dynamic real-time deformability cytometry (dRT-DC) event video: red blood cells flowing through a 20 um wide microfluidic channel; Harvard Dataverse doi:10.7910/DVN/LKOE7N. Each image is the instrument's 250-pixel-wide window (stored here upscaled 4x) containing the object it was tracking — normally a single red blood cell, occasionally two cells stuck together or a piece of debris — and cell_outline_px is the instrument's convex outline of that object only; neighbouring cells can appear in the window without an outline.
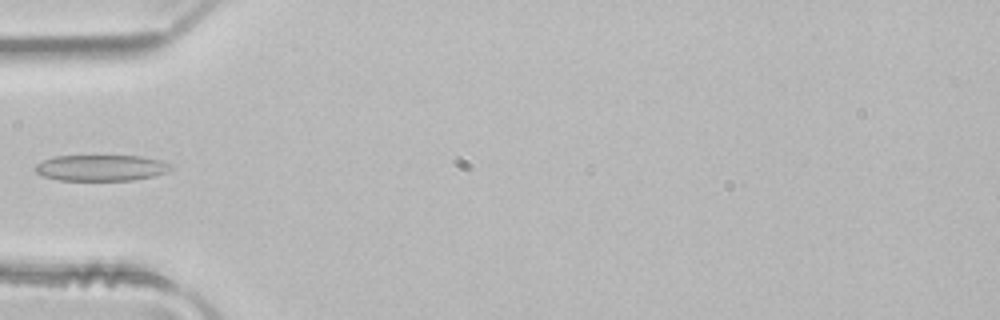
{"species": "common noctule bat (a hibernating species)", "species_latin": "Nyctalus noctula", "temperature_condition": "room temperature", "stored_images_in_passage": 3, "camera_frame_rate_fps": 3000, "um_per_image_px": 0.085, "animal": {"sex": "male", "body_mass_g": 21.5, "forearm_length_mm": 52.0}, "frame": {"image": 1, "passage_image": 3, "time_ms": 0.667, "image_size_px": [1000, 320], "cell_outline_px": [[172, 168], [164, 172], [152, 176], [132, 180], [60, 180], [44, 176], [36, 172], [36, 164], [52, 156], [140, 156], [160, 160], [172, 164]], "centroid_in_image_um": [8.59, 14.26], "position_along_channel_um": 76.4, "area_um2": 20.35}}